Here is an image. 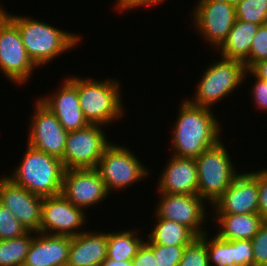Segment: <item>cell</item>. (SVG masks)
Returning <instances> with one entry per match:
<instances>
[{"mask_svg": "<svg viewBox=\"0 0 267 266\" xmlns=\"http://www.w3.org/2000/svg\"><path fill=\"white\" fill-rule=\"evenodd\" d=\"M181 102L171 131L172 154L196 158L222 139L220 123L212 109L195 106L187 99Z\"/></svg>", "mask_w": 267, "mask_h": 266, "instance_id": "cell-1", "label": "cell"}, {"mask_svg": "<svg viewBox=\"0 0 267 266\" xmlns=\"http://www.w3.org/2000/svg\"><path fill=\"white\" fill-rule=\"evenodd\" d=\"M4 14L18 27L25 49L37 67L46 66L54 58L80 44V35L58 29L31 17Z\"/></svg>", "mask_w": 267, "mask_h": 266, "instance_id": "cell-2", "label": "cell"}, {"mask_svg": "<svg viewBox=\"0 0 267 266\" xmlns=\"http://www.w3.org/2000/svg\"><path fill=\"white\" fill-rule=\"evenodd\" d=\"M13 169L8 178L35 195L44 198L62 192L65 169L56 157L27 145L19 165Z\"/></svg>", "mask_w": 267, "mask_h": 266, "instance_id": "cell-3", "label": "cell"}, {"mask_svg": "<svg viewBox=\"0 0 267 266\" xmlns=\"http://www.w3.org/2000/svg\"><path fill=\"white\" fill-rule=\"evenodd\" d=\"M114 79L99 81L88 77L81 79L78 76L79 104L89 124L107 127L125 115L120 81Z\"/></svg>", "mask_w": 267, "mask_h": 266, "instance_id": "cell-4", "label": "cell"}, {"mask_svg": "<svg viewBox=\"0 0 267 266\" xmlns=\"http://www.w3.org/2000/svg\"><path fill=\"white\" fill-rule=\"evenodd\" d=\"M229 153L220 140L195 158L198 176L197 194L211 206L240 174Z\"/></svg>", "mask_w": 267, "mask_h": 266, "instance_id": "cell-5", "label": "cell"}, {"mask_svg": "<svg viewBox=\"0 0 267 266\" xmlns=\"http://www.w3.org/2000/svg\"><path fill=\"white\" fill-rule=\"evenodd\" d=\"M245 71L242 61L222 57L203 71L194 98L187 100L195 106L212 109L220 100L235 92L237 87L240 88L239 85L246 79Z\"/></svg>", "mask_w": 267, "mask_h": 266, "instance_id": "cell-6", "label": "cell"}, {"mask_svg": "<svg viewBox=\"0 0 267 266\" xmlns=\"http://www.w3.org/2000/svg\"><path fill=\"white\" fill-rule=\"evenodd\" d=\"M143 164L130 148L112 141L100 158L96 169L105 182L108 192L115 193L119 190L124 191L149 175L150 170Z\"/></svg>", "mask_w": 267, "mask_h": 266, "instance_id": "cell-7", "label": "cell"}, {"mask_svg": "<svg viewBox=\"0 0 267 266\" xmlns=\"http://www.w3.org/2000/svg\"><path fill=\"white\" fill-rule=\"evenodd\" d=\"M36 68L23 45L18 27L0 13V71L9 81L22 86L30 81L28 79Z\"/></svg>", "mask_w": 267, "mask_h": 266, "instance_id": "cell-8", "label": "cell"}, {"mask_svg": "<svg viewBox=\"0 0 267 266\" xmlns=\"http://www.w3.org/2000/svg\"><path fill=\"white\" fill-rule=\"evenodd\" d=\"M103 125L88 124L68 133L62 165L65 170L96 168L106 148L112 143L107 140Z\"/></svg>", "mask_w": 267, "mask_h": 266, "instance_id": "cell-9", "label": "cell"}, {"mask_svg": "<svg viewBox=\"0 0 267 266\" xmlns=\"http://www.w3.org/2000/svg\"><path fill=\"white\" fill-rule=\"evenodd\" d=\"M193 10L192 21L197 34L218 49L237 20L236 7L224 0H198Z\"/></svg>", "mask_w": 267, "mask_h": 266, "instance_id": "cell-10", "label": "cell"}, {"mask_svg": "<svg viewBox=\"0 0 267 266\" xmlns=\"http://www.w3.org/2000/svg\"><path fill=\"white\" fill-rule=\"evenodd\" d=\"M155 206L154 218H163L188 227L197 237L208 232L205 224L207 215L206 203L198 194L159 193ZM204 225V226H203Z\"/></svg>", "mask_w": 267, "mask_h": 266, "instance_id": "cell-11", "label": "cell"}, {"mask_svg": "<svg viewBox=\"0 0 267 266\" xmlns=\"http://www.w3.org/2000/svg\"><path fill=\"white\" fill-rule=\"evenodd\" d=\"M85 210L73 205L62 193L43 198L40 233L77 236L86 223ZM80 229V231H79Z\"/></svg>", "mask_w": 267, "mask_h": 266, "instance_id": "cell-12", "label": "cell"}, {"mask_svg": "<svg viewBox=\"0 0 267 266\" xmlns=\"http://www.w3.org/2000/svg\"><path fill=\"white\" fill-rule=\"evenodd\" d=\"M34 104L33 115L29 120L31 125L27 130L30 131L27 145L62 160L69 132L38 99Z\"/></svg>", "mask_w": 267, "mask_h": 266, "instance_id": "cell-13", "label": "cell"}, {"mask_svg": "<svg viewBox=\"0 0 267 266\" xmlns=\"http://www.w3.org/2000/svg\"><path fill=\"white\" fill-rule=\"evenodd\" d=\"M61 193L73 205L86 211L109 196L105 182L96 168L65 170Z\"/></svg>", "mask_w": 267, "mask_h": 266, "instance_id": "cell-14", "label": "cell"}, {"mask_svg": "<svg viewBox=\"0 0 267 266\" xmlns=\"http://www.w3.org/2000/svg\"><path fill=\"white\" fill-rule=\"evenodd\" d=\"M0 203L31 232H40L43 198L17 185L8 176L0 177Z\"/></svg>", "mask_w": 267, "mask_h": 266, "instance_id": "cell-15", "label": "cell"}, {"mask_svg": "<svg viewBox=\"0 0 267 266\" xmlns=\"http://www.w3.org/2000/svg\"><path fill=\"white\" fill-rule=\"evenodd\" d=\"M258 172H240L230 187L212 204L215 214L258 213Z\"/></svg>", "mask_w": 267, "mask_h": 266, "instance_id": "cell-16", "label": "cell"}, {"mask_svg": "<svg viewBox=\"0 0 267 266\" xmlns=\"http://www.w3.org/2000/svg\"><path fill=\"white\" fill-rule=\"evenodd\" d=\"M66 77L57 92L38 100L56 116L66 131L72 132L86 127L89 123L84 118L79 104L78 77Z\"/></svg>", "mask_w": 267, "mask_h": 266, "instance_id": "cell-17", "label": "cell"}, {"mask_svg": "<svg viewBox=\"0 0 267 266\" xmlns=\"http://www.w3.org/2000/svg\"><path fill=\"white\" fill-rule=\"evenodd\" d=\"M164 165L157 186L158 193L195 195L198 188L195 158L171 156Z\"/></svg>", "mask_w": 267, "mask_h": 266, "instance_id": "cell-18", "label": "cell"}, {"mask_svg": "<svg viewBox=\"0 0 267 266\" xmlns=\"http://www.w3.org/2000/svg\"><path fill=\"white\" fill-rule=\"evenodd\" d=\"M71 236L36 233L23 266H67Z\"/></svg>", "mask_w": 267, "mask_h": 266, "instance_id": "cell-19", "label": "cell"}, {"mask_svg": "<svg viewBox=\"0 0 267 266\" xmlns=\"http://www.w3.org/2000/svg\"><path fill=\"white\" fill-rule=\"evenodd\" d=\"M107 250L108 233L86 230L71 237L67 266H101Z\"/></svg>", "mask_w": 267, "mask_h": 266, "instance_id": "cell-20", "label": "cell"}, {"mask_svg": "<svg viewBox=\"0 0 267 266\" xmlns=\"http://www.w3.org/2000/svg\"><path fill=\"white\" fill-rule=\"evenodd\" d=\"M211 222H217L216 235L228 241L251 240L264 224L258 213L250 214H212Z\"/></svg>", "mask_w": 267, "mask_h": 266, "instance_id": "cell-21", "label": "cell"}, {"mask_svg": "<svg viewBox=\"0 0 267 266\" xmlns=\"http://www.w3.org/2000/svg\"><path fill=\"white\" fill-rule=\"evenodd\" d=\"M259 26L249 21L236 20L226 40L218 48L221 56L245 63L249 59L251 43Z\"/></svg>", "mask_w": 267, "mask_h": 266, "instance_id": "cell-22", "label": "cell"}, {"mask_svg": "<svg viewBox=\"0 0 267 266\" xmlns=\"http://www.w3.org/2000/svg\"><path fill=\"white\" fill-rule=\"evenodd\" d=\"M153 227L147 234L146 244L189 245L197 237L188 227L163 218H156Z\"/></svg>", "mask_w": 267, "mask_h": 266, "instance_id": "cell-23", "label": "cell"}, {"mask_svg": "<svg viewBox=\"0 0 267 266\" xmlns=\"http://www.w3.org/2000/svg\"><path fill=\"white\" fill-rule=\"evenodd\" d=\"M137 230H120L108 233L107 257L116 260H132L137 254L138 249L145 242L144 238L139 237Z\"/></svg>", "mask_w": 267, "mask_h": 266, "instance_id": "cell-24", "label": "cell"}, {"mask_svg": "<svg viewBox=\"0 0 267 266\" xmlns=\"http://www.w3.org/2000/svg\"><path fill=\"white\" fill-rule=\"evenodd\" d=\"M35 234L28 231L18 238L0 240V266H23Z\"/></svg>", "mask_w": 267, "mask_h": 266, "instance_id": "cell-25", "label": "cell"}, {"mask_svg": "<svg viewBox=\"0 0 267 266\" xmlns=\"http://www.w3.org/2000/svg\"><path fill=\"white\" fill-rule=\"evenodd\" d=\"M208 233L210 234L206 232L200 238L206 243L210 266H234L235 240L228 241L217 235L210 239Z\"/></svg>", "mask_w": 267, "mask_h": 266, "instance_id": "cell-26", "label": "cell"}, {"mask_svg": "<svg viewBox=\"0 0 267 266\" xmlns=\"http://www.w3.org/2000/svg\"><path fill=\"white\" fill-rule=\"evenodd\" d=\"M236 18L257 25L267 23V0H242L236 6Z\"/></svg>", "mask_w": 267, "mask_h": 266, "instance_id": "cell-27", "label": "cell"}, {"mask_svg": "<svg viewBox=\"0 0 267 266\" xmlns=\"http://www.w3.org/2000/svg\"><path fill=\"white\" fill-rule=\"evenodd\" d=\"M177 266H210L206 243L196 237L185 247L183 257Z\"/></svg>", "mask_w": 267, "mask_h": 266, "instance_id": "cell-28", "label": "cell"}, {"mask_svg": "<svg viewBox=\"0 0 267 266\" xmlns=\"http://www.w3.org/2000/svg\"><path fill=\"white\" fill-rule=\"evenodd\" d=\"M26 228L13 213L0 203V240H10L25 235Z\"/></svg>", "mask_w": 267, "mask_h": 266, "instance_id": "cell-29", "label": "cell"}, {"mask_svg": "<svg viewBox=\"0 0 267 266\" xmlns=\"http://www.w3.org/2000/svg\"><path fill=\"white\" fill-rule=\"evenodd\" d=\"M154 252L157 266H177L187 245L147 244Z\"/></svg>", "mask_w": 267, "mask_h": 266, "instance_id": "cell-30", "label": "cell"}, {"mask_svg": "<svg viewBox=\"0 0 267 266\" xmlns=\"http://www.w3.org/2000/svg\"><path fill=\"white\" fill-rule=\"evenodd\" d=\"M267 59V23L259 26L251 43L249 59L244 63L249 70L255 63Z\"/></svg>", "mask_w": 267, "mask_h": 266, "instance_id": "cell-31", "label": "cell"}, {"mask_svg": "<svg viewBox=\"0 0 267 266\" xmlns=\"http://www.w3.org/2000/svg\"><path fill=\"white\" fill-rule=\"evenodd\" d=\"M254 266H267V221L251 239Z\"/></svg>", "mask_w": 267, "mask_h": 266, "instance_id": "cell-32", "label": "cell"}, {"mask_svg": "<svg viewBox=\"0 0 267 266\" xmlns=\"http://www.w3.org/2000/svg\"><path fill=\"white\" fill-rule=\"evenodd\" d=\"M254 77V84L252 85L251 96L253 97L254 108L257 110L267 111V81L257 78L250 70L245 71L244 77L249 75Z\"/></svg>", "mask_w": 267, "mask_h": 266, "instance_id": "cell-33", "label": "cell"}, {"mask_svg": "<svg viewBox=\"0 0 267 266\" xmlns=\"http://www.w3.org/2000/svg\"><path fill=\"white\" fill-rule=\"evenodd\" d=\"M234 266H254L251 240H235Z\"/></svg>", "mask_w": 267, "mask_h": 266, "instance_id": "cell-34", "label": "cell"}, {"mask_svg": "<svg viewBox=\"0 0 267 266\" xmlns=\"http://www.w3.org/2000/svg\"><path fill=\"white\" fill-rule=\"evenodd\" d=\"M258 191V214L264 221H267V168L258 170Z\"/></svg>", "mask_w": 267, "mask_h": 266, "instance_id": "cell-35", "label": "cell"}, {"mask_svg": "<svg viewBox=\"0 0 267 266\" xmlns=\"http://www.w3.org/2000/svg\"><path fill=\"white\" fill-rule=\"evenodd\" d=\"M115 10L121 12V14L126 11H130L132 9H137L138 7H149L159 5L161 2H165V0H115Z\"/></svg>", "mask_w": 267, "mask_h": 266, "instance_id": "cell-36", "label": "cell"}, {"mask_svg": "<svg viewBox=\"0 0 267 266\" xmlns=\"http://www.w3.org/2000/svg\"><path fill=\"white\" fill-rule=\"evenodd\" d=\"M133 266H157L153 250L144 242L132 259Z\"/></svg>", "mask_w": 267, "mask_h": 266, "instance_id": "cell-37", "label": "cell"}, {"mask_svg": "<svg viewBox=\"0 0 267 266\" xmlns=\"http://www.w3.org/2000/svg\"><path fill=\"white\" fill-rule=\"evenodd\" d=\"M249 70L257 78L267 81V59L255 63Z\"/></svg>", "mask_w": 267, "mask_h": 266, "instance_id": "cell-38", "label": "cell"}, {"mask_svg": "<svg viewBox=\"0 0 267 266\" xmlns=\"http://www.w3.org/2000/svg\"><path fill=\"white\" fill-rule=\"evenodd\" d=\"M101 266H133L132 264V260H120V261H116L113 259H109L108 257L103 261V263L101 264Z\"/></svg>", "mask_w": 267, "mask_h": 266, "instance_id": "cell-39", "label": "cell"}, {"mask_svg": "<svg viewBox=\"0 0 267 266\" xmlns=\"http://www.w3.org/2000/svg\"><path fill=\"white\" fill-rule=\"evenodd\" d=\"M226 1L228 4L236 7L242 0H224Z\"/></svg>", "mask_w": 267, "mask_h": 266, "instance_id": "cell-40", "label": "cell"}, {"mask_svg": "<svg viewBox=\"0 0 267 266\" xmlns=\"http://www.w3.org/2000/svg\"><path fill=\"white\" fill-rule=\"evenodd\" d=\"M1 2V1H0ZM6 11V8H3L1 5H0V13H4Z\"/></svg>", "mask_w": 267, "mask_h": 266, "instance_id": "cell-41", "label": "cell"}]
</instances>
